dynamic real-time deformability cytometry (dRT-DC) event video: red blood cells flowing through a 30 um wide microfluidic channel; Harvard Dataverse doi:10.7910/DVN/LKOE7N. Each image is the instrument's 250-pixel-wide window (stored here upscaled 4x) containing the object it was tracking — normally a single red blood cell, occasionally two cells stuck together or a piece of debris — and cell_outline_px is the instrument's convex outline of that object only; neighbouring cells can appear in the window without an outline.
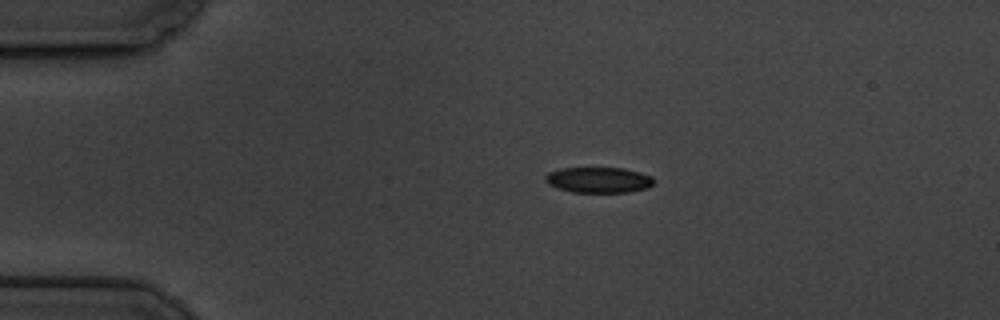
{"species": "common noctule bat (a hibernating species)", "species_latin": "Nyctalus noctula", "temperature_condition": "cold", "stored_images_in_passage": 9, "camera_frame_rate_fps": 3000, "um_per_image_px": 0.085, "animal": {"sex": "male", "body_mass_g": 19.5, "forearm_length_mm": 54.6}, "frame": {"image": 1, "passage_image": 2, "time_ms": 2.0, "image_size_px": [1000, 320], "cell_outline_px": [[652, 184], [648, 188], [628, 192], [572, 192], [556, 188], [548, 184], [544, 180], [544, 176], [548, 172], [560, 168], [624, 168], [640, 172], [652, 176]], "centroid_in_image_um": [50.84, 15.29], "position_along_channel_um": 34.2, "area_um2": 16.3}}
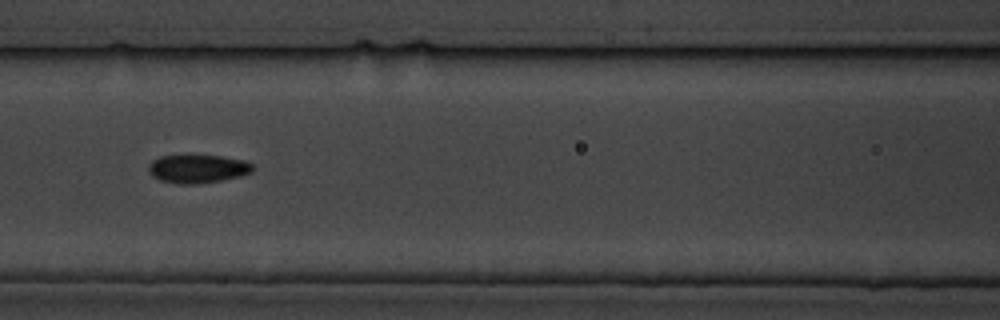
{"frame": {"image": 2, "passage_image": 6, "time_ms": 6.667, "image_size_px": [1000, 320], "cell_outline_px": [[252, 172], [240, 176], [220, 180], [192, 184], [176, 184], [160, 180], [152, 176], [148, 172], [148, 164], [152, 160], [160, 156], [188, 152], [192, 152], [220, 156], [244, 160], [252, 164]], "centroid_in_image_um": [16.72, 14.29], "position_along_channel_um": 149.9, "area_um2": 17.98}}
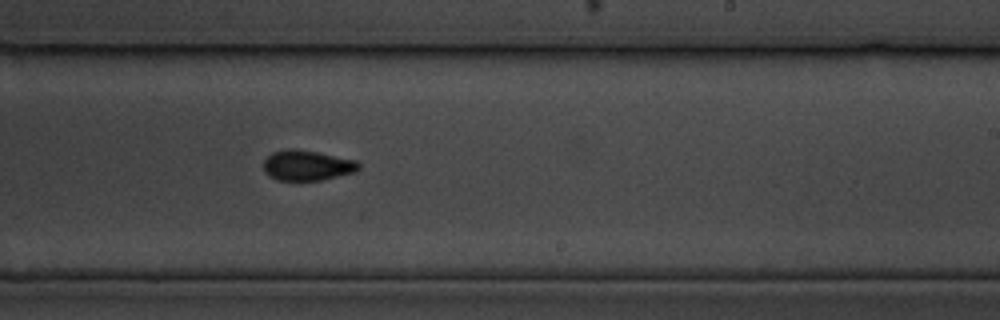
{"frame": {"image": 3, "passage_image": 9, "time_ms": 10.0, "image_size_px": [1000, 320], "cell_outline_px": [[360, 168], [356, 172], [320, 180], [276, 180], [268, 176], [264, 172], [264, 160], [272, 152], [288, 148], [296, 148], [356, 160], [360, 164]], "centroid_in_image_um": [26.09, 14.05], "position_along_channel_um": 262.9, "area_um2": 16.88}}